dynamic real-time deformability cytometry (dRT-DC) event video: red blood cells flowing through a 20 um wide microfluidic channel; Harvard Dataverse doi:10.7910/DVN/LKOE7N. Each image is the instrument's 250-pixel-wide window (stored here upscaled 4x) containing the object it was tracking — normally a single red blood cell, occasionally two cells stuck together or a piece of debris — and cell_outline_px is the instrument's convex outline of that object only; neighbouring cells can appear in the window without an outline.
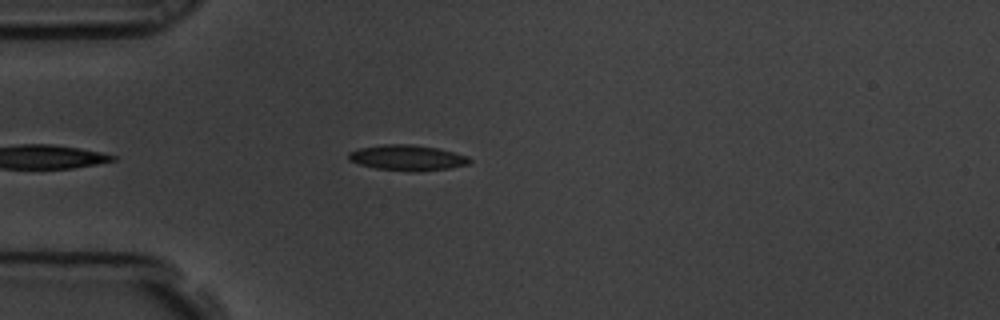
{"species": "common noctule bat (a hibernating species)", "species_latin": "Nyctalus noctula", "temperature_condition": "room temperature", "stored_images_in_passage": 6, "camera_frame_rate_fps": 3000, "um_per_image_px": 0.085, "animal": {"sex": "male", "body_mass_g": 19.5, "forearm_length_mm": 54.6}, "frame": {"image": 1, "passage_image": 5, "time_ms": 1.333, "image_size_px": [1000, 320], "cell_outline_px": [[472, 160], [468, 164], [448, 168], [408, 172], [376, 168], [360, 164], [348, 160], [348, 152], [360, 148], [384, 144], [412, 144], [440, 148], [468, 156]], "centroid_in_image_um": [34.62, 13.4], "position_along_channel_um": 50.4, "area_um2": 18.03}}